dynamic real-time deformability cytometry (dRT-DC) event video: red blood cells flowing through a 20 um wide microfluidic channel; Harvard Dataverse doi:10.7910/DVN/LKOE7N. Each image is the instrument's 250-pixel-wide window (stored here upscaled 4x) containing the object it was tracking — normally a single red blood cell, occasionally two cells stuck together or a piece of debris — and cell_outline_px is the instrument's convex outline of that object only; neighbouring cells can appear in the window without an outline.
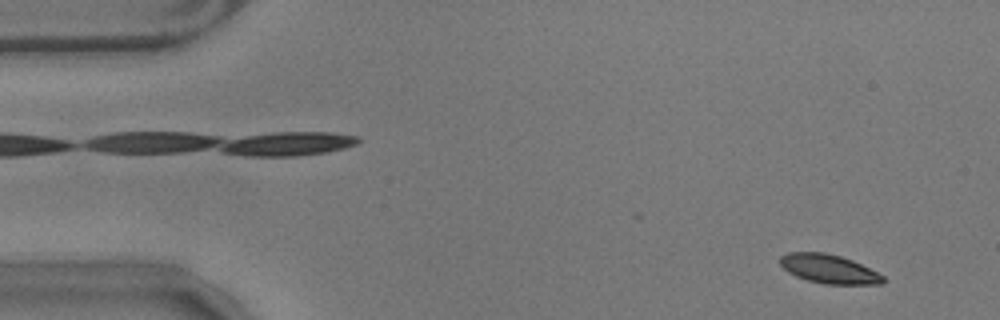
{"species": "common noctule bat (a hibernating species)", "species_latin": "Nyctalus noctula", "temperature_condition": "warm", "stored_images_in_passage": 45, "camera_frame_rate_fps": 3000, "um_per_image_px": 0.085, "animal": {"sex": "male", "body_mass_g": 17.9}, "frame": {"image": 1, "passage_image": 4, "time_ms": 1.0, "image_size_px": [1000, 320], "cell_outline_px": [[884, 284], [824, 284], [808, 280], [796, 276], [788, 272], [780, 264], [780, 256], [788, 252], [824, 252], [840, 256], [852, 260], [884, 276]], "centroid_in_image_um": [70.44, 22.86], "position_along_channel_um": 14.6, "area_um2": 17.22}}
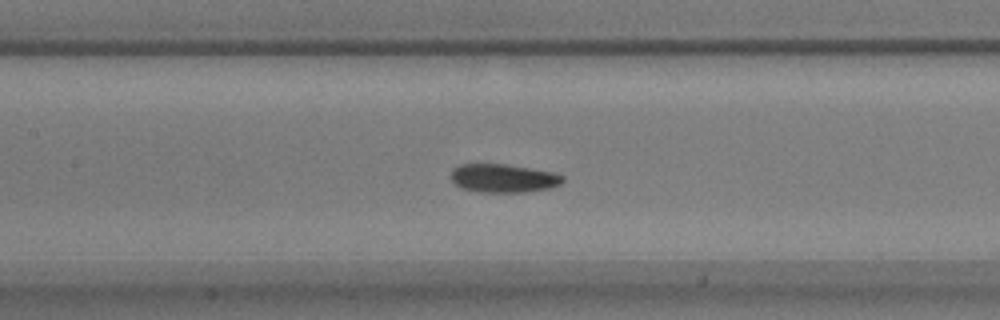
{"frame": {"image": 2, "passage_image": 26, "time_ms": 8.333, "image_size_px": [1000, 320], "cell_outline_px": [[564, 180], [560, 184], [548, 188], [524, 192], [480, 192], [460, 188], [452, 180], [452, 168], [460, 164], [504, 164], [552, 172], [564, 176]], "centroid_in_image_um": [42.76, 15.15], "position_along_channel_um": 164.6, "area_um2": 18.38}}
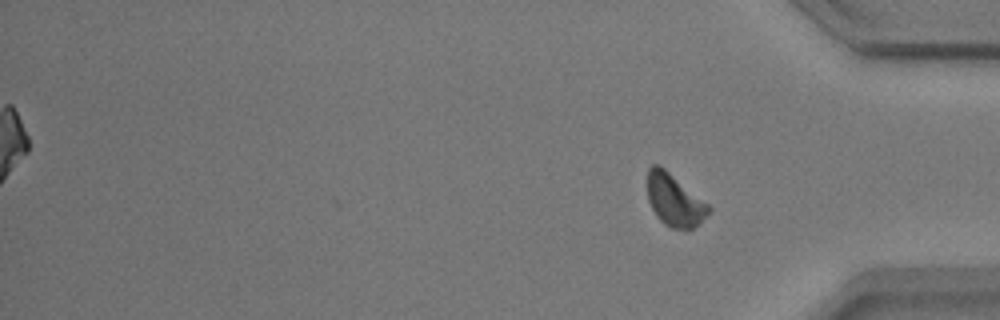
{"frame": {"image": 3, "passage_image": 45, "time_ms": 14.667, "image_size_px": [1000, 320], "cell_outline_px": [[712, 212], [700, 224], [692, 228], [672, 228], [664, 224], [656, 216], [648, 200], [648, 168], [652, 164], [660, 164], [708, 204], [712, 208]], "centroid_in_image_um": [57.35, 17.01], "position_along_channel_um": 377.9, "area_um2": 18.67}, "authors_computed_cell_mechanics": {"area_um2": 18.4382, "velocity_mm_per_s": 3.4857, "shape_relaxation_time_tau1_ms": 3.4145, "shape_relaxation_time_tau2_ms": 2.6711, "deformation_change_tau1": 0.1187, "deformation_change_tau2": 0.0719}}